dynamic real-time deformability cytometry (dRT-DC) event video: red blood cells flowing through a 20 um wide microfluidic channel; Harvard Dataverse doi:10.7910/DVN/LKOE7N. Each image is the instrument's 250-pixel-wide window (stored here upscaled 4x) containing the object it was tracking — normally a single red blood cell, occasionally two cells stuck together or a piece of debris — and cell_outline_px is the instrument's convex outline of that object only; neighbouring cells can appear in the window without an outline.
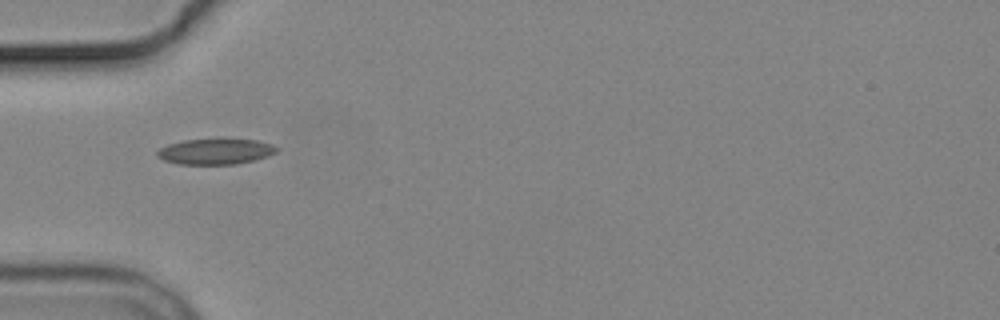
{"species": "common noctule bat (a hibernating species)", "species_latin": "Nyctalus noctula", "temperature_condition": "cold", "stored_images_in_passage": 1, "camera_frame_rate_fps": 3000, "um_per_image_px": 0.085, "animal": {"sex": "male", "body_mass_g": 19.2, "forearm_length_mm": 51.8}, "frame": {"image": 1, "passage_image": 1, "time_ms": 0.0, "image_size_px": [1000, 320], "cell_outline_px": [[280, 148], [276, 152], [268, 156], [256, 160], [236, 164], [180, 164], [164, 160], [156, 156], [156, 152], [160, 148], [168, 144], [184, 140], [220, 136], [256, 140], [272, 144]], "centroid_in_image_um": [18.35, 12.83], "position_along_channel_um": 66.6, "area_um2": 18.73}}